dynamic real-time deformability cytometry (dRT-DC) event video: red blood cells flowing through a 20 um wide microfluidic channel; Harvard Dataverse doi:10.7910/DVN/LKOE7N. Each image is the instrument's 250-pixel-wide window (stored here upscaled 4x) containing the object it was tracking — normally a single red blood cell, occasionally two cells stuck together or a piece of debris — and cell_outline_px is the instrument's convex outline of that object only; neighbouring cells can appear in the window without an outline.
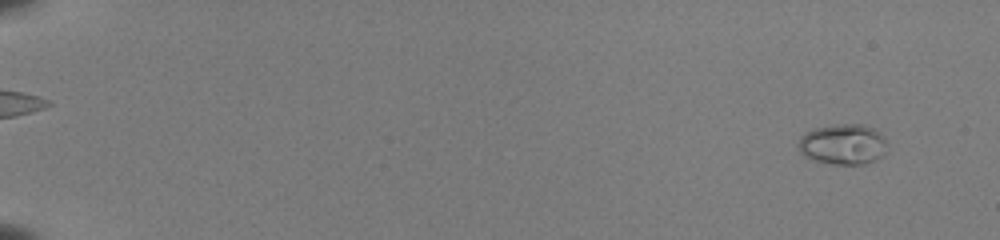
{"species": "common noctule bat (a hibernating species)", "species_latin": "Nyctalus noctula", "temperature_condition": "room temperature", "stored_images_in_passage": 52, "camera_frame_rate_fps": 3000, "um_per_image_px": 0.085, "animal": {"sex": "female", "body_mass_g": 22.0, "forearm_length_mm": 56.7}, "frame": {"image": 1, "passage_image": 2, "time_ms": 0.333, "image_size_px": [1000, 240], "cell_outline_px": [[888, 152], [884, 156], [864, 164], [832, 164], [812, 160], [804, 156], [800, 152], [800, 136], [812, 128], [840, 124], [864, 124], [872, 128], [884, 136]], "centroid_in_image_um": [71.68, 12.27], "position_along_channel_um": 13.3, "area_um2": 21.15}}
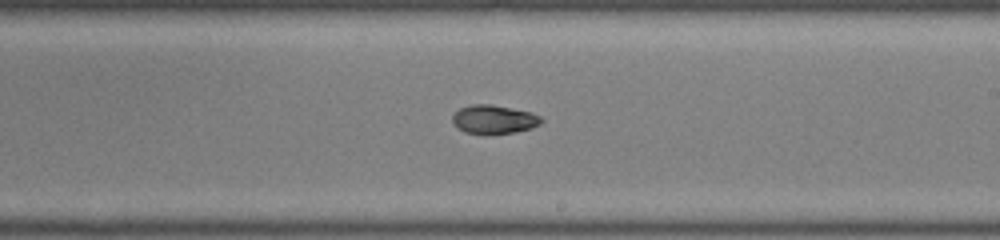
{"frame": {"image": 2, "passage_image": 33, "time_ms": 10.667, "image_size_px": [1000, 240], "cell_outline_px": [[544, 120], [540, 124], [532, 128], [516, 132], [488, 136], [484, 136], [464, 132], [456, 128], [452, 124], [452, 116], [460, 108], [472, 104], [492, 104], [532, 112], [540, 116]], "centroid_in_image_um": [41.97, 10.18], "position_along_channel_um": 247.0, "area_um2": 15.49}}
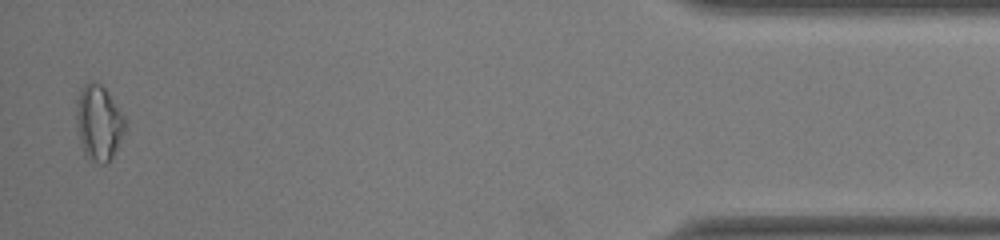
{"frame": {"image": 3, "passage_image": 51, "time_ms": 16.667, "image_size_px": [1000, 240], "cell_outline_px": [[124, 132], [112, 156], [104, 164], [100, 164], [88, 160], [84, 152], [80, 140], [76, 124], [76, 100], [80, 88], [84, 84], [92, 80], [100, 84], [104, 88], [124, 116]], "centroid_in_image_um": [8.35, 10.42], "position_along_channel_um": 426.9, "area_um2": 21.15}, "authors_computed_cell_mechanics": {"area_um2": 16.2996, "velocity_mm_per_s": 4.0129, "shape_relaxation_time_tau1_ms": null, "shape_relaxation_time_tau2_ms": 6.2451, "deformation_change_tau1": null, "deformation_change_tau2": 0.095}}